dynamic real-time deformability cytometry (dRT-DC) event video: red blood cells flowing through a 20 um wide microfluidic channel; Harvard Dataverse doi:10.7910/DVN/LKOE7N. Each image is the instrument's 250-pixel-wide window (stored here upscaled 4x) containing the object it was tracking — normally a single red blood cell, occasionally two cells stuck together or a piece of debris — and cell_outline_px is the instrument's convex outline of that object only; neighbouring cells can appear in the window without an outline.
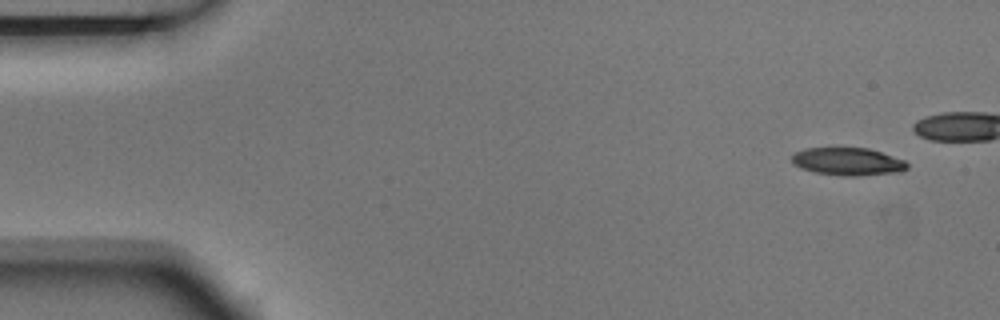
{"species": "Egyptian fruit bat (a non-hibernating species)", "species_latin": "Rousettus aegyptiacus", "temperature_condition": "room temperature", "stored_images_in_passage": 6, "camera_frame_rate_fps": 3000, "um_per_image_px": 0.085, "animal": {"sex": "male"}, "frame": {"image": 1, "passage_image": 1, "time_ms": 0.0, "image_size_px": [1000, 320], "cell_outline_px": [[908, 168], [900, 172], [856, 176], [848, 176], [816, 172], [800, 168], [792, 160], [792, 156], [796, 152], [808, 148], [868, 148], [904, 160], [908, 164]], "centroid_in_image_um": [72.1, 13.73], "position_along_channel_um": 12.9, "area_um2": 18.32}}
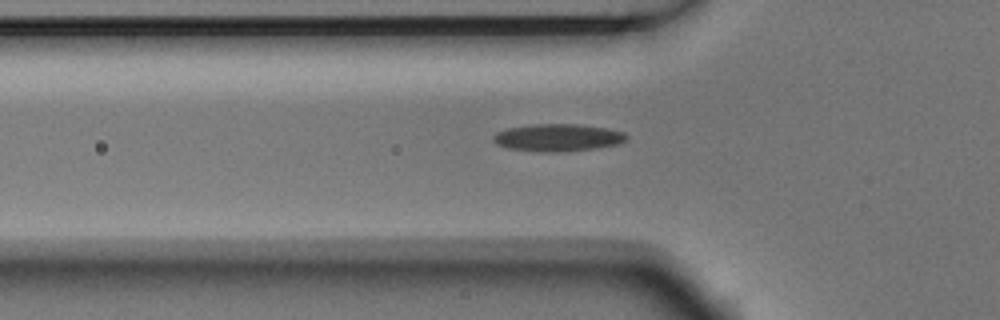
{"frame": {"image": 2, "passage_image": 6, "time_ms": 1.667, "image_size_px": [1000, 320], "cell_outline_px": [[628, 136], [624, 140], [616, 144], [596, 148], [552, 152], [540, 152], [508, 148], [496, 144], [492, 140], [492, 136], [496, 132], [508, 128], [536, 124], [576, 124], [608, 128], [624, 132]], "centroid_in_image_um": [47.37, 11.69], "position_along_channel_um": 78.4, "area_um2": 21.1}}